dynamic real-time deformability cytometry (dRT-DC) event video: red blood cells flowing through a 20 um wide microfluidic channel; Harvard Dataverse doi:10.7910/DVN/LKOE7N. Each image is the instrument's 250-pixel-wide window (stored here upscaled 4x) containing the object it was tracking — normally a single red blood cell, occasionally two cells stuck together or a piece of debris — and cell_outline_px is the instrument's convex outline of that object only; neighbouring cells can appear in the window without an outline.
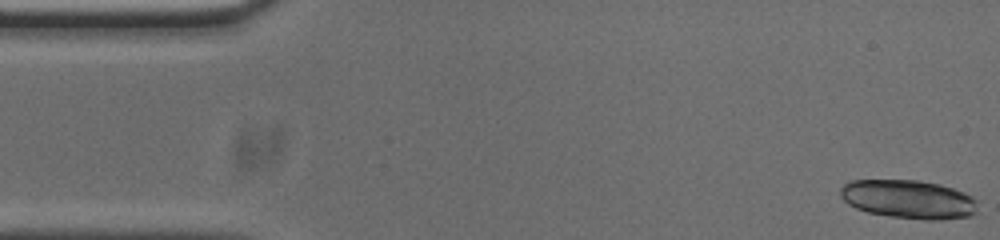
{"species": "common noctule bat (a hibernating species)", "species_latin": "Nyctalus noctula", "temperature_condition": "cold", "stored_images_in_passage": 19, "camera_frame_rate_fps": 3000, "um_per_image_px": 0.085, "animal": {"sex": "male", "body_mass_g": 20.0, "forearm_length_mm": 53.3}, "frame": {"image": 1, "passage_image": 1, "time_ms": 0.0, "image_size_px": [1000, 240], "cell_outline_px": [[976, 200], [972, 212], [968, 216], [940, 220], [924, 220], [892, 216], [868, 212], [856, 208], [848, 204], [840, 196], [840, 188], [844, 184], [852, 180], [920, 180], [940, 184], [964, 192], [972, 196]], "centroid_in_image_um": [77.18, 16.92], "position_along_channel_um": 7.8, "area_um2": 30.69}}